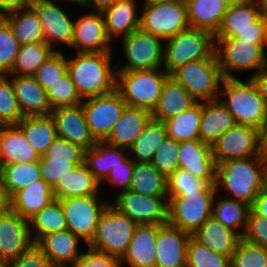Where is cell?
Wrapping results in <instances>:
<instances>
[{
  "mask_svg": "<svg viewBox=\"0 0 267 267\" xmlns=\"http://www.w3.org/2000/svg\"><path fill=\"white\" fill-rule=\"evenodd\" d=\"M202 115V102H196L189 109L165 121L167 136L175 141L184 142L200 139L199 124Z\"/></svg>",
  "mask_w": 267,
  "mask_h": 267,
  "instance_id": "39",
  "label": "cell"
},
{
  "mask_svg": "<svg viewBox=\"0 0 267 267\" xmlns=\"http://www.w3.org/2000/svg\"><path fill=\"white\" fill-rule=\"evenodd\" d=\"M186 258V267H231V258L212 251L193 237L189 240Z\"/></svg>",
  "mask_w": 267,
  "mask_h": 267,
  "instance_id": "46",
  "label": "cell"
},
{
  "mask_svg": "<svg viewBox=\"0 0 267 267\" xmlns=\"http://www.w3.org/2000/svg\"><path fill=\"white\" fill-rule=\"evenodd\" d=\"M53 1L57 0H32L28 4L39 17L45 43L51 48L55 42L71 47L74 21Z\"/></svg>",
  "mask_w": 267,
  "mask_h": 267,
  "instance_id": "16",
  "label": "cell"
},
{
  "mask_svg": "<svg viewBox=\"0 0 267 267\" xmlns=\"http://www.w3.org/2000/svg\"><path fill=\"white\" fill-rule=\"evenodd\" d=\"M216 198L218 200L215 201L216 199L214 198L212 217L242 237L245 231L251 206L228 197L222 199L220 195ZM240 227L242 229L241 232H237L236 229H239Z\"/></svg>",
  "mask_w": 267,
  "mask_h": 267,
  "instance_id": "40",
  "label": "cell"
},
{
  "mask_svg": "<svg viewBox=\"0 0 267 267\" xmlns=\"http://www.w3.org/2000/svg\"><path fill=\"white\" fill-rule=\"evenodd\" d=\"M83 100L82 107L92 136L96 141H105L120 120L126 102L116 89L109 94Z\"/></svg>",
  "mask_w": 267,
  "mask_h": 267,
  "instance_id": "12",
  "label": "cell"
},
{
  "mask_svg": "<svg viewBox=\"0 0 267 267\" xmlns=\"http://www.w3.org/2000/svg\"><path fill=\"white\" fill-rule=\"evenodd\" d=\"M185 3L190 28L206 30L215 35L228 7L219 0H186Z\"/></svg>",
  "mask_w": 267,
  "mask_h": 267,
  "instance_id": "35",
  "label": "cell"
},
{
  "mask_svg": "<svg viewBox=\"0 0 267 267\" xmlns=\"http://www.w3.org/2000/svg\"><path fill=\"white\" fill-rule=\"evenodd\" d=\"M71 267H121V265L118 258L88 247Z\"/></svg>",
  "mask_w": 267,
  "mask_h": 267,
  "instance_id": "56",
  "label": "cell"
},
{
  "mask_svg": "<svg viewBox=\"0 0 267 267\" xmlns=\"http://www.w3.org/2000/svg\"><path fill=\"white\" fill-rule=\"evenodd\" d=\"M260 136L262 152L267 156V118L265 120L262 130L260 131Z\"/></svg>",
  "mask_w": 267,
  "mask_h": 267,
  "instance_id": "65",
  "label": "cell"
},
{
  "mask_svg": "<svg viewBox=\"0 0 267 267\" xmlns=\"http://www.w3.org/2000/svg\"><path fill=\"white\" fill-rule=\"evenodd\" d=\"M111 39L106 33L102 12H91L74 22L71 47L77 52L112 53Z\"/></svg>",
  "mask_w": 267,
  "mask_h": 267,
  "instance_id": "18",
  "label": "cell"
},
{
  "mask_svg": "<svg viewBox=\"0 0 267 267\" xmlns=\"http://www.w3.org/2000/svg\"><path fill=\"white\" fill-rule=\"evenodd\" d=\"M219 100L234 116L237 124L262 130L267 118V104L249 77L242 82L238 78H223Z\"/></svg>",
  "mask_w": 267,
  "mask_h": 267,
  "instance_id": "3",
  "label": "cell"
},
{
  "mask_svg": "<svg viewBox=\"0 0 267 267\" xmlns=\"http://www.w3.org/2000/svg\"><path fill=\"white\" fill-rule=\"evenodd\" d=\"M196 102L182 85L169 77L162 87L156 107L151 112L152 118L158 121H165L186 111Z\"/></svg>",
  "mask_w": 267,
  "mask_h": 267,
  "instance_id": "31",
  "label": "cell"
},
{
  "mask_svg": "<svg viewBox=\"0 0 267 267\" xmlns=\"http://www.w3.org/2000/svg\"><path fill=\"white\" fill-rule=\"evenodd\" d=\"M165 41L163 70L169 75L186 63L209 59L215 52L214 35L202 29L189 28Z\"/></svg>",
  "mask_w": 267,
  "mask_h": 267,
  "instance_id": "5",
  "label": "cell"
},
{
  "mask_svg": "<svg viewBox=\"0 0 267 267\" xmlns=\"http://www.w3.org/2000/svg\"><path fill=\"white\" fill-rule=\"evenodd\" d=\"M257 87L260 96L267 104V65L250 77Z\"/></svg>",
  "mask_w": 267,
  "mask_h": 267,
  "instance_id": "60",
  "label": "cell"
},
{
  "mask_svg": "<svg viewBox=\"0 0 267 267\" xmlns=\"http://www.w3.org/2000/svg\"><path fill=\"white\" fill-rule=\"evenodd\" d=\"M1 136H2V124H0V169L2 166V157H1Z\"/></svg>",
  "mask_w": 267,
  "mask_h": 267,
  "instance_id": "70",
  "label": "cell"
},
{
  "mask_svg": "<svg viewBox=\"0 0 267 267\" xmlns=\"http://www.w3.org/2000/svg\"><path fill=\"white\" fill-rule=\"evenodd\" d=\"M80 242L77 235L65 229L41 237L34 245L54 267H71L81 256Z\"/></svg>",
  "mask_w": 267,
  "mask_h": 267,
  "instance_id": "22",
  "label": "cell"
},
{
  "mask_svg": "<svg viewBox=\"0 0 267 267\" xmlns=\"http://www.w3.org/2000/svg\"><path fill=\"white\" fill-rule=\"evenodd\" d=\"M67 71V59L62 52L57 49L52 55L37 69L33 77L45 90Z\"/></svg>",
  "mask_w": 267,
  "mask_h": 267,
  "instance_id": "52",
  "label": "cell"
},
{
  "mask_svg": "<svg viewBox=\"0 0 267 267\" xmlns=\"http://www.w3.org/2000/svg\"><path fill=\"white\" fill-rule=\"evenodd\" d=\"M0 179L9 197L41 179L39 162L9 163L1 166Z\"/></svg>",
  "mask_w": 267,
  "mask_h": 267,
  "instance_id": "41",
  "label": "cell"
},
{
  "mask_svg": "<svg viewBox=\"0 0 267 267\" xmlns=\"http://www.w3.org/2000/svg\"><path fill=\"white\" fill-rule=\"evenodd\" d=\"M236 124L234 116L219 99L202 102L199 124L201 141L212 145L223 133Z\"/></svg>",
  "mask_w": 267,
  "mask_h": 267,
  "instance_id": "27",
  "label": "cell"
},
{
  "mask_svg": "<svg viewBox=\"0 0 267 267\" xmlns=\"http://www.w3.org/2000/svg\"><path fill=\"white\" fill-rule=\"evenodd\" d=\"M149 2H175V1H186V0H145Z\"/></svg>",
  "mask_w": 267,
  "mask_h": 267,
  "instance_id": "69",
  "label": "cell"
},
{
  "mask_svg": "<svg viewBox=\"0 0 267 267\" xmlns=\"http://www.w3.org/2000/svg\"><path fill=\"white\" fill-rule=\"evenodd\" d=\"M46 93L52 109L75 106L83 102L68 71L46 89Z\"/></svg>",
  "mask_w": 267,
  "mask_h": 267,
  "instance_id": "45",
  "label": "cell"
},
{
  "mask_svg": "<svg viewBox=\"0 0 267 267\" xmlns=\"http://www.w3.org/2000/svg\"><path fill=\"white\" fill-rule=\"evenodd\" d=\"M23 118L9 76L0 77V124H17Z\"/></svg>",
  "mask_w": 267,
  "mask_h": 267,
  "instance_id": "48",
  "label": "cell"
},
{
  "mask_svg": "<svg viewBox=\"0 0 267 267\" xmlns=\"http://www.w3.org/2000/svg\"><path fill=\"white\" fill-rule=\"evenodd\" d=\"M151 118L150 110L126 106L105 142L128 150Z\"/></svg>",
  "mask_w": 267,
  "mask_h": 267,
  "instance_id": "25",
  "label": "cell"
},
{
  "mask_svg": "<svg viewBox=\"0 0 267 267\" xmlns=\"http://www.w3.org/2000/svg\"><path fill=\"white\" fill-rule=\"evenodd\" d=\"M191 235L198 243L229 258L232 257L237 242L241 238L235 231L225 227L212 216Z\"/></svg>",
  "mask_w": 267,
  "mask_h": 267,
  "instance_id": "28",
  "label": "cell"
},
{
  "mask_svg": "<svg viewBox=\"0 0 267 267\" xmlns=\"http://www.w3.org/2000/svg\"><path fill=\"white\" fill-rule=\"evenodd\" d=\"M28 222L29 226L32 225V228L29 229L34 244L49 233L67 229L63 207L61 202L56 199L31 217ZM31 229L34 231H31Z\"/></svg>",
  "mask_w": 267,
  "mask_h": 267,
  "instance_id": "43",
  "label": "cell"
},
{
  "mask_svg": "<svg viewBox=\"0 0 267 267\" xmlns=\"http://www.w3.org/2000/svg\"><path fill=\"white\" fill-rule=\"evenodd\" d=\"M137 226L138 224L127 215L109 204L99 219L93 238L87 245L121 260Z\"/></svg>",
  "mask_w": 267,
  "mask_h": 267,
  "instance_id": "7",
  "label": "cell"
},
{
  "mask_svg": "<svg viewBox=\"0 0 267 267\" xmlns=\"http://www.w3.org/2000/svg\"><path fill=\"white\" fill-rule=\"evenodd\" d=\"M122 39L127 63L122 67L113 66L116 71L161 69L164 62V48L161 40L164 39L140 28Z\"/></svg>",
  "mask_w": 267,
  "mask_h": 267,
  "instance_id": "11",
  "label": "cell"
},
{
  "mask_svg": "<svg viewBox=\"0 0 267 267\" xmlns=\"http://www.w3.org/2000/svg\"><path fill=\"white\" fill-rule=\"evenodd\" d=\"M1 267H54L43 253L33 245L17 259L1 265Z\"/></svg>",
  "mask_w": 267,
  "mask_h": 267,
  "instance_id": "57",
  "label": "cell"
},
{
  "mask_svg": "<svg viewBox=\"0 0 267 267\" xmlns=\"http://www.w3.org/2000/svg\"><path fill=\"white\" fill-rule=\"evenodd\" d=\"M114 199L110 204L138 225L168 223V197L140 195L128 190L116 194Z\"/></svg>",
  "mask_w": 267,
  "mask_h": 267,
  "instance_id": "15",
  "label": "cell"
},
{
  "mask_svg": "<svg viewBox=\"0 0 267 267\" xmlns=\"http://www.w3.org/2000/svg\"><path fill=\"white\" fill-rule=\"evenodd\" d=\"M166 136L164 122L151 118L129 148L133 152L132 159L136 162H151L157 147Z\"/></svg>",
  "mask_w": 267,
  "mask_h": 267,
  "instance_id": "42",
  "label": "cell"
},
{
  "mask_svg": "<svg viewBox=\"0 0 267 267\" xmlns=\"http://www.w3.org/2000/svg\"><path fill=\"white\" fill-rule=\"evenodd\" d=\"M99 188L100 183L83 163L76 166L63 178H59L53 187V193L55 199L60 200L69 197L97 195Z\"/></svg>",
  "mask_w": 267,
  "mask_h": 267,
  "instance_id": "34",
  "label": "cell"
},
{
  "mask_svg": "<svg viewBox=\"0 0 267 267\" xmlns=\"http://www.w3.org/2000/svg\"><path fill=\"white\" fill-rule=\"evenodd\" d=\"M125 148L110 145L105 141H97L94 147L84 151V164L101 184L105 180L110 170L118 164L123 163Z\"/></svg>",
  "mask_w": 267,
  "mask_h": 267,
  "instance_id": "33",
  "label": "cell"
},
{
  "mask_svg": "<svg viewBox=\"0 0 267 267\" xmlns=\"http://www.w3.org/2000/svg\"><path fill=\"white\" fill-rule=\"evenodd\" d=\"M139 28L166 40L190 28L184 1L143 3Z\"/></svg>",
  "mask_w": 267,
  "mask_h": 267,
  "instance_id": "10",
  "label": "cell"
},
{
  "mask_svg": "<svg viewBox=\"0 0 267 267\" xmlns=\"http://www.w3.org/2000/svg\"><path fill=\"white\" fill-rule=\"evenodd\" d=\"M20 44L8 22L0 15V73L8 74L15 63Z\"/></svg>",
  "mask_w": 267,
  "mask_h": 267,
  "instance_id": "49",
  "label": "cell"
},
{
  "mask_svg": "<svg viewBox=\"0 0 267 267\" xmlns=\"http://www.w3.org/2000/svg\"><path fill=\"white\" fill-rule=\"evenodd\" d=\"M266 162L267 156L262 152L253 157L216 165V190L226 189V197L252 206L256 196L265 187Z\"/></svg>",
  "mask_w": 267,
  "mask_h": 267,
  "instance_id": "1",
  "label": "cell"
},
{
  "mask_svg": "<svg viewBox=\"0 0 267 267\" xmlns=\"http://www.w3.org/2000/svg\"><path fill=\"white\" fill-rule=\"evenodd\" d=\"M62 2V1H69V3H78V4H80V5H82V3H83V0H59L58 2Z\"/></svg>",
  "mask_w": 267,
  "mask_h": 267,
  "instance_id": "71",
  "label": "cell"
},
{
  "mask_svg": "<svg viewBox=\"0 0 267 267\" xmlns=\"http://www.w3.org/2000/svg\"><path fill=\"white\" fill-rule=\"evenodd\" d=\"M267 18L261 15L251 27L245 30H239L232 38L252 42L254 44H264L265 26Z\"/></svg>",
  "mask_w": 267,
  "mask_h": 267,
  "instance_id": "59",
  "label": "cell"
},
{
  "mask_svg": "<svg viewBox=\"0 0 267 267\" xmlns=\"http://www.w3.org/2000/svg\"><path fill=\"white\" fill-rule=\"evenodd\" d=\"M211 146L216 165L233 159L260 155L262 153L260 130L236 124L223 133Z\"/></svg>",
  "mask_w": 267,
  "mask_h": 267,
  "instance_id": "14",
  "label": "cell"
},
{
  "mask_svg": "<svg viewBox=\"0 0 267 267\" xmlns=\"http://www.w3.org/2000/svg\"><path fill=\"white\" fill-rule=\"evenodd\" d=\"M134 163L135 161L128 157L123 163L113 167L104 181L108 180L109 184L121 186L122 192L128 191Z\"/></svg>",
  "mask_w": 267,
  "mask_h": 267,
  "instance_id": "58",
  "label": "cell"
},
{
  "mask_svg": "<svg viewBox=\"0 0 267 267\" xmlns=\"http://www.w3.org/2000/svg\"><path fill=\"white\" fill-rule=\"evenodd\" d=\"M222 3H224L227 7H232L234 5H238L244 2H247L249 0H219Z\"/></svg>",
  "mask_w": 267,
  "mask_h": 267,
  "instance_id": "67",
  "label": "cell"
},
{
  "mask_svg": "<svg viewBox=\"0 0 267 267\" xmlns=\"http://www.w3.org/2000/svg\"><path fill=\"white\" fill-rule=\"evenodd\" d=\"M168 196H188V194L201 192L208 183L189 171L178 168L169 177Z\"/></svg>",
  "mask_w": 267,
  "mask_h": 267,
  "instance_id": "50",
  "label": "cell"
},
{
  "mask_svg": "<svg viewBox=\"0 0 267 267\" xmlns=\"http://www.w3.org/2000/svg\"><path fill=\"white\" fill-rule=\"evenodd\" d=\"M169 77L170 75L161 69L116 71V90L127 106L152 112Z\"/></svg>",
  "mask_w": 267,
  "mask_h": 267,
  "instance_id": "4",
  "label": "cell"
},
{
  "mask_svg": "<svg viewBox=\"0 0 267 267\" xmlns=\"http://www.w3.org/2000/svg\"><path fill=\"white\" fill-rule=\"evenodd\" d=\"M157 232L158 225H138L120 265L127 262L130 267H155Z\"/></svg>",
  "mask_w": 267,
  "mask_h": 267,
  "instance_id": "24",
  "label": "cell"
},
{
  "mask_svg": "<svg viewBox=\"0 0 267 267\" xmlns=\"http://www.w3.org/2000/svg\"><path fill=\"white\" fill-rule=\"evenodd\" d=\"M251 210L260 216L267 218V188L264 187L254 199Z\"/></svg>",
  "mask_w": 267,
  "mask_h": 267,
  "instance_id": "61",
  "label": "cell"
},
{
  "mask_svg": "<svg viewBox=\"0 0 267 267\" xmlns=\"http://www.w3.org/2000/svg\"><path fill=\"white\" fill-rule=\"evenodd\" d=\"M84 151L79 145L56 137L44 156L51 160L84 161Z\"/></svg>",
  "mask_w": 267,
  "mask_h": 267,
  "instance_id": "54",
  "label": "cell"
},
{
  "mask_svg": "<svg viewBox=\"0 0 267 267\" xmlns=\"http://www.w3.org/2000/svg\"><path fill=\"white\" fill-rule=\"evenodd\" d=\"M54 51L55 50L45 42L21 45L12 70L6 74V76H33L37 69L52 55Z\"/></svg>",
  "mask_w": 267,
  "mask_h": 267,
  "instance_id": "44",
  "label": "cell"
},
{
  "mask_svg": "<svg viewBox=\"0 0 267 267\" xmlns=\"http://www.w3.org/2000/svg\"><path fill=\"white\" fill-rule=\"evenodd\" d=\"M22 4H26V3H29L30 1L32 0H19Z\"/></svg>",
  "mask_w": 267,
  "mask_h": 267,
  "instance_id": "73",
  "label": "cell"
},
{
  "mask_svg": "<svg viewBox=\"0 0 267 267\" xmlns=\"http://www.w3.org/2000/svg\"><path fill=\"white\" fill-rule=\"evenodd\" d=\"M2 165L19 162H35L40 159L38 152L26 140L17 124L2 125Z\"/></svg>",
  "mask_w": 267,
  "mask_h": 267,
  "instance_id": "32",
  "label": "cell"
},
{
  "mask_svg": "<svg viewBox=\"0 0 267 267\" xmlns=\"http://www.w3.org/2000/svg\"><path fill=\"white\" fill-rule=\"evenodd\" d=\"M67 229L87 244L93 238L96 226L109 201L99 203L97 195L60 199Z\"/></svg>",
  "mask_w": 267,
  "mask_h": 267,
  "instance_id": "13",
  "label": "cell"
},
{
  "mask_svg": "<svg viewBox=\"0 0 267 267\" xmlns=\"http://www.w3.org/2000/svg\"><path fill=\"white\" fill-rule=\"evenodd\" d=\"M215 55L223 78H236L231 71L254 70L255 75L267 65L263 44L236 38H214Z\"/></svg>",
  "mask_w": 267,
  "mask_h": 267,
  "instance_id": "9",
  "label": "cell"
},
{
  "mask_svg": "<svg viewBox=\"0 0 267 267\" xmlns=\"http://www.w3.org/2000/svg\"><path fill=\"white\" fill-rule=\"evenodd\" d=\"M265 187L267 188V162H266V171H265Z\"/></svg>",
  "mask_w": 267,
  "mask_h": 267,
  "instance_id": "72",
  "label": "cell"
},
{
  "mask_svg": "<svg viewBox=\"0 0 267 267\" xmlns=\"http://www.w3.org/2000/svg\"><path fill=\"white\" fill-rule=\"evenodd\" d=\"M259 8L261 15L267 18V0H252Z\"/></svg>",
  "mask_w": 267,
  "mask_h": 267,
  "instance_id": "66",
  "label": "cell"
},
{
  "mask_svg": "<svg viewBox=\"0 0 267 267\" xmlns=\"http://www.w3.org/2000/svg\"><path fill=\"white\" fill-rule=\"evenodd\" d=\"M112 53L77 52L67 59V71L82 99L106 95L116 89V68Z\"/></svg>",
  "mask_w": 267,
  "mask_h": 267,
  "instance_id": "2",
  "label": "cell"
},
{
  "mask_svg": "<svg viewBox=\"0 0 267 267\" xmlns=\"http://www.w3.org/2000/svg\"><path fill=\"white\" fill-rule=\"evenodd\" d=\"M54 200L53 188L41 178L15 192L10 197V209L29 220Z\"/></svg>",
  "mask_w": 267,
  "mask_h": 267,
  "instance_id": "26",
  "label": "cell"
},
{
  "mask_svg": "<svg viewBox=\"0 0 267 267\" xmlns=\"http://www.w3.org/2000/svg\"><path fill=\"white\" fill-rule=\"evenodd\" d=\"M265 48H267V23L265 26V37H264V44H263V51L267 60V54L265 53Z\"/></svg>",
  "mask_w": 267,
  "mask_h": 267,
  "instance_id": "68",
  "label": "cell"
},
{
  "mask_svg": "<svg viewBox=\"0 0 267 267\" xmlns=\"http://www.w3.org/2000/svg\"><path fill=\"white\" fill-rule=\"evenodd\" d=\"M215 185H207L201 192L188 196H168V223L193 234L212 216Z\"/></svg>",
  "mask_w": 267,
  "mask_h": 267,
  "instance_id": "8",
  "label": "cell"
},
{
  "mask_svg": "<svg viewBox=\"0 0 267 267\" xmlns=\"http://www.w3.org/2000/svg\"><path fill=\"white\" fill-rule=\"evenodd\" d=\"M118 0H83L82 5L93 12H104ZM91 7V8H90Z\"/></svg>",
  "mask_w": 267,
  "mask_h": 267,
  "instance_id": "62",
  "label": "cell"
},
{
  "mask_svg": "<svg viewBox=\"0 0 267 267\" xmlns=\"http://www.w3.org/2000/svg\"><path fill=\"white\" fill-rule=\"evenodd\" d=\"M1 16L10 25L20 46L45 42L39 17L28 3L21 4Z\"/></svg>",
  "mask_w": 267,
  "mask_h": 267,
  "instance_id": "29",
  "label": "cell"
},
{
  "mask_svg": "<svg viewBox=\"0 0 267 267\" xmlns=\"http://www.w3.org/2000/svg\"><path fill=\"white\" fill-rule=\"evenodd\" d=\"M29 228L28 220L11 209L0 216L1 265L17 259L34 245Z\"/></svg>",
  "mask_w": 267,
  "mask_h": 267,
  "instance_id": "17",
  "label": "cell"
},
{
  "mask_svg": "<svg viewBox=\"0 0 267 267\" xmlns=\"http://www.w3.org/2000/svg\"><path fill=\"white\" fill-rule=\"evenodd\" d=\"M178 153L179 142L166 136L157 147L151 163L160 173L169 177L179 168Z\"/></svg>",
  "mask_w": 267,
  "mask_h": 267,
  "instance_id": "51",
  "label": "cell"
},
{
  "mask_svg": "<svg viewBox=\"0 0 267 267\" xmlns=\"http://www.w3.org/2000/svg\"><path fill=\"white\" fill-rule=\"evenodd\" d=\"M10 78L23 117L47 116L52 108L46 90L33 76L12 75Z\"/></svg>",
  "mask_w": 267,
  "mask_h": 267,
  "instance_id": "23",
  "label": "cell"
},
{
  "mask_svg": "<svg viewBox=\"0 0 267 267\" xmlns=\"http://www.w3.org/2000/svg\"><path fill=\"white\" fill-rule=\"evenodd\" d=\"M135 0H118L103 12L106 33L111 41L115 37L128 36L140 25V16L136 14Z\"/></svg>",
  "mask_w": 267,
  "mask_h": 267,
  "instance_id": "30",
  "label": "cell"
},
{
  "mask_svg": "<svg viewBox=\"0 0 267 267\" xmlns=\"http://www.w3.org/2000/svg\"><path fill=\"white\" fill-rule=\"evenodd\" d=\"M242 238L250 243L267 248V218L256 215L250 210Z\"/></svg>",
  "mask_w": 267,
  "mask_h": 267,
  "instance_id": "55",
  "label": "cell"
},
{
  "mask_svg": "<svg viewBox=\"0 0 267 267\" xmlns=\"http://www.w3.org/2000/svg\"><path fill=\"white\" fill-rule=\"evenodd\" d=\"M21 4L19 0H0V15L13 10Z\"/></svg>",
  "mask_w": 267,
  "mask_h": 267,
  "instance_id": "64",
  "label": "cell"
},
{
  "mask_svg": "<svg viewBox=\"0 0 267 267\" xmlns=\"http://www.w3.org/2000/svg\"><path fill=\"white\" fill-rule=\"evenodd\" d=\"M178 164L179 168L189 171L209 185H215L216 164L211 145L200 139L180 142Z\"/></svg>",
  "mask_w": 267,
  "mask_h": 267,
  "instance_id": "21",
  "label": "cell"
},
{
  "mask_svg": "<svg viewBox=\"0 0 267 267\" xmlns=\"http://www.w3.org/2000/svg\"><path fill=\"white\" fill-rule=\"evenodd\" d=\"M170 77L182 85L197 102L219 98L223 76L215 53L209 59L192 61L180 66Z\"/></svg>",
  "mask_w": 267,
  "mask_h": 267,
  "instance_id": "6",
  "label": "cell"
},
{
  "mask_svg": "<svg viewBox=\"0 0 267 267\" xmlns=\"http://www.w3.org/2000/svg\"><path fill=\"white\" fill-rule=\"evenodd\" d=\"M41 178L50 186L54 187L59 180L71 172L76 166L82 165L84 161H60L51 160L44 155L38 160Z\"/></svg>",
  "mask_w": 267,
  "mask_h": 267,
  "instance_id": "53",
  "label": "cell"
},
{
  "mask_svg": "<svg viewBox=\"0 0 267 267\" xmlns=\"http://www.w3.org/2000/svg\"><path fill=\"white\" fill-rule=\"evenodd\" d=\"M50 116L53 118L58 138L79 145L84 150L96 144L97 141L88 127L82 103L52 109Z\"/></svg>",
  "mask_w": 267,
  "mask_h": 267,
  "instance_id": "19",
  "label": "cell"
},
{
  "mask_svg": "<svg viewBox=\"0 0 267 267\" xmlns=\"http://www.w3.org/2000/svg\"><path fill=\"white\" fill-rule=\"evenodd\" d=\"M192 235L169 223L158 226L155 267H186Z\"/></svg>",
  "mask_w": 267,
  "mask_h": 267,
  "instance_id": "20",
  "label": "cell"
},
{
  "mask_svg": "<svg viewBox=\"0 0 267 267\" xmlns=\"http://www.w3.org/2000/svg\"><path fill=\"white\" fill-rule=\"evenodd\" d=\"M260 16V10L252 0L228 7L214 38L233 37L239 30L251 27Z\"/></svg>",
  "mask_w": 267,
  "mask_h": 267,
  "instance_id": "38",
  "label": "cell"
},
{
  "mask_svg": "<svg viewBox=\"0 0 267 267\" xmlns=\"http://www.w3.org/2000/svg\"><path fill=\"white\" fill-rule=\"evenodd\" d=\"M10 210V197L0 179V216Z\"/></svg>",
  "mask_w": 267,
  "mask_h": 267,
  "instance_id": "63",
  "label": "cell"
},
{
  "mask_svg": "<svg viewBox=\"0 0 267 267\" xmlns=\"http://www.w3.org/2000/svg\"><path fill=\"white\" fill-rule=\"evenodd\" d=\"M129 190L140 195L168 197L167 177L151 162L135 161Z\"/></svg>",
  "mask_w": 267,
  "mask_h": 267,
  "instance_id": "36",
  "label": "cell"
},
{
  "mask_svg": "<svg viewBox=\"0 0 267 267\" xmlns=\"http://www.w3.org/2000/svg\"><path fill=\"white\" fill-rule=\"evenodd\" d=\"M231 267H267V248L241 237L231 257Z\"/></svg>",
  "mask_w": 267,
  "mask_h": 267,
  "instance_id": "47",
  "label": "cell"
},
{
  "mask_svg": "<svg viewBox=\"0 0 267 267\" xmlns=\"http://www.w3.org/2000/svg\"><path fill=\"white\" fill-rule=\"evenodd\" d=\"M17 125L21 128L26 140L40 156L45 154L57 137L55 124L50 115L26 116Z\"/></svg>",
  "mask_w": 267,
  "mask_h": 267,
  "instance_id": "37",
  "label": "cell"
}]
</instances>
